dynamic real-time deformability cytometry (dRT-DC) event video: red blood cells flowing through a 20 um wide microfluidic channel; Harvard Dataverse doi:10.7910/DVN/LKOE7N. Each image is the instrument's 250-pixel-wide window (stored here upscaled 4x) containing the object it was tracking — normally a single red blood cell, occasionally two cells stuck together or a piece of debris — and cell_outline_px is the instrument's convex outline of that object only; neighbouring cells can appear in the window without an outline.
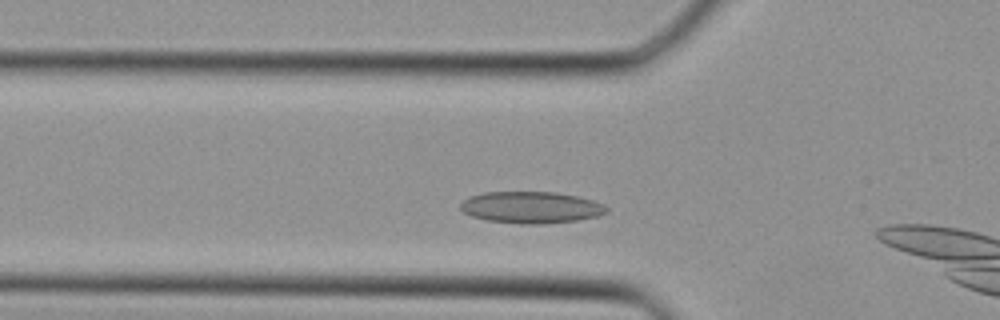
{"species": "Egyptian fruit bat (a non-hibernating species)", "species_latin": "Rousettus aegyptiacus", "temperature_condition": "cold", "stored_images_in_passage": 7, "camera_frame_rate_fps": 3000, "um_per_image_px": 0.085, "animal": {"sex": "female"}, "frame": {"image": 1, "passage_image": 5, "time_ms": 1.333, "image_size_px": [1000, 320], "cell_outline_px": [[608, 212], [596, 216], [576, 220], [540, 224], [520, 224], [488, 220], [472, 216], [464, 212], [460, 208], [460, 204], [468, 196], [484, 192], [556, 192], [576, 196], [592, 200], [604, 204], [608, 208]], "centroid_in_image_um": [45.13, 17.62], "position_along_channel_um": 80.7, "area_um2": 26.88}}